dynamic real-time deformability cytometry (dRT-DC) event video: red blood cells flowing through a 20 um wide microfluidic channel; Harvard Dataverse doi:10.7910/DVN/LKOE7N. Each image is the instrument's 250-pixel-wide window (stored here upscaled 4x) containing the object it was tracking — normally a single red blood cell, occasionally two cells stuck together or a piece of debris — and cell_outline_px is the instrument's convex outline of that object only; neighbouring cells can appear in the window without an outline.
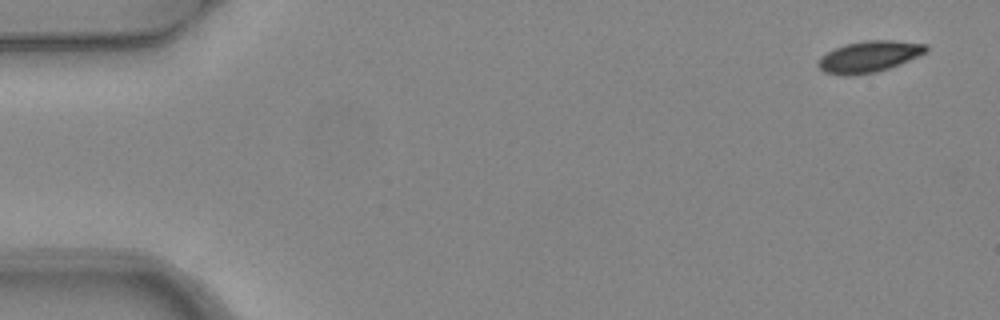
{"species": "common noctule bat (a hibernating species)", "species_latin": "Nyctalus noctula", "temperature_condition": "warm", "stored_images_in_passage": 6, "camera_frame_rate_fps": 3000, "um_per_image_px": 0.085, "animal": {"sex": "female", "body_mass_g": 24.6, "forearm_length_mm": 56.2}, "frame": {"image": 1, "passage_image": 1, "time_ms": 0.0, "image_size_px": [1000, 320], "cell_outline_px": [[928, 52], [900, 64], [876, 72], [852, 76], [844, 76], [824, 72], [816, 64], [816, 60], [820, 56], [844, 44], [864, 40], [892, 40], [928, 44]], "centroid_in_image_um": [73.86, 4.81], "position_along_channel_um": 11.1, "area_um2": 19.94}}
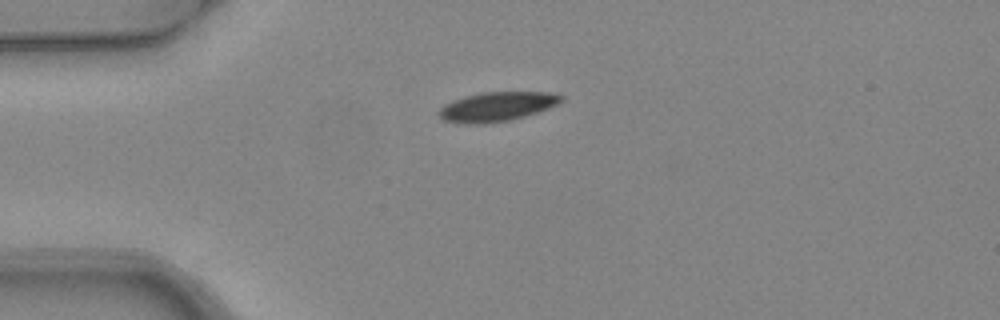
{"frame": {"image": 2, "passage_image": 4, "time_ms": 1.0, "image_size_px": [1000, 320], "cell_outline_px": [[564, 100], [548, 108], [524, 116], [508, 120], [484, 124], [464, 124], [444, 120], [436, 112], [444, 104], [452, 100], [464, 96], [480, 92], [552, 92], [564, 96]], "centroid_in_image_um": [42.2, 9.05], "position_along_channel_um": 42.8, "area_um2": 20.98}}
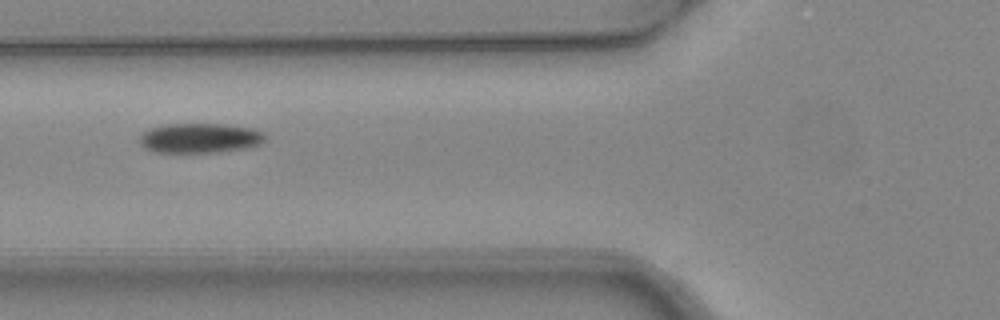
{"frame": {"image": 3, "passage_image": 6, "time_ms": 1.667, "image_size_px": [1000, 320], "cell_outline_px": [[264, 140], [260, 144], [244, 148], [220, 152], [152, 152], [144, 148], [140, 144], [140, 136], [144, 132], [152, 128], [164, 124], [224, 124], [252, 128], [264, 132]], "centroid_in_image_um": [16.98, 11.74], "position_along_channel_um": 108.8, "area_um2": 21.73}}